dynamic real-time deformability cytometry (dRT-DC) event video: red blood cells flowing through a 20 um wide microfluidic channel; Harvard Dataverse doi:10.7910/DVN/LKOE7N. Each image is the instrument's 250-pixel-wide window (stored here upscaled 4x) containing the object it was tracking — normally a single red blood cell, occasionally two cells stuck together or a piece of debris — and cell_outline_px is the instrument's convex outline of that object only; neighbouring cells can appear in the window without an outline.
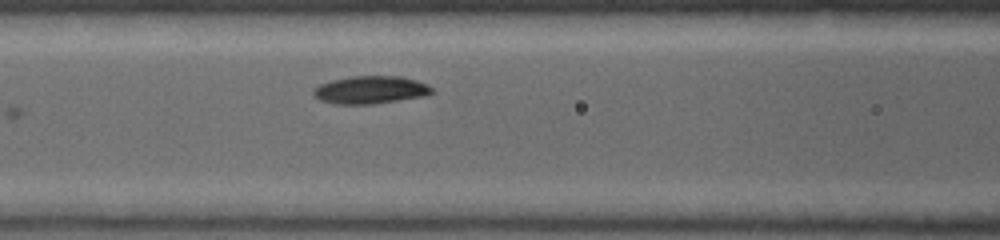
{"species": "common noctule bat (a hibernating species)", "species_latin": "Nyctalus noctula", "temperature_condition": "warm", "stored_images_in_passage": 6, "camera_frame_rate_fps": 5000, "um_per_image_px": 0.085, "animal": {"sex": "female", "body_mass_g": 19.0, "forearm_length_mm": 53.3}, "frame": {"image": 1, "passage_image": 6, "time_ms": 2.0, "image_size_px": [1000, 240], "cell_outline_px": [[436, 92], [424, 96], [372, 104], [332, 104], [320, 100], [312, 92], [312, 88], [320, 84], [332, 80], [352, 76], [400, 76], [416, 80], [428, 84]], "centroid_in_image_um": [31.49, 7.64], "position_along_channel_um": 135.1, "area_um2": 19.25}}